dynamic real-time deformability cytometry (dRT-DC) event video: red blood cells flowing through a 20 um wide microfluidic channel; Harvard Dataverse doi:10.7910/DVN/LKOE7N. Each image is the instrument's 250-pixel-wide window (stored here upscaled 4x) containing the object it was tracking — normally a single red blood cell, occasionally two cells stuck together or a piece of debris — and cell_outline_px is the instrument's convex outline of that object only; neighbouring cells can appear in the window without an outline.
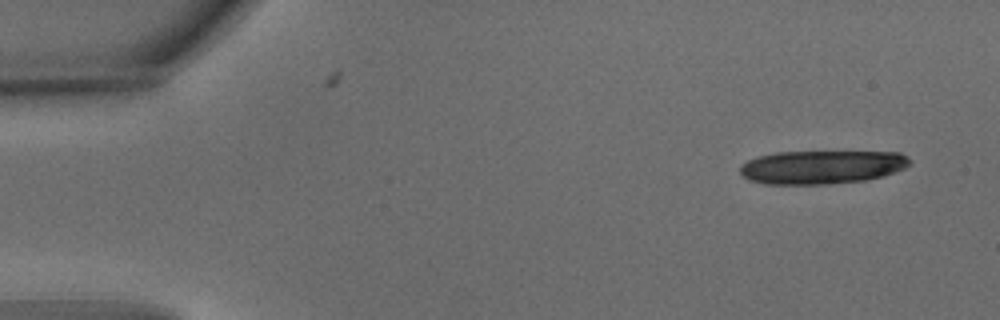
{"species": "common noctule bat (a hibernating species)", "species_latin": "Nyctalus noctula", "temperature_condition": "warm", "stored_images_in_passage": 5, "camera_frame_rate_fps": 3000, "um_per_image_px": 0.085, "animal": {"sex": "male", "body_mass_g": 15.6}, "frame": {"image": 1, "passage_image": 1, "time_ms": 0.0, "image_size_px": [1000, 320], "cell_outline_px": [[912, 160], [904, 168], [884, 176], [864, 180], [828, 184], [764, 184], [748, 180], [740, 172], [740, 164], [756, 156], [776, 152], [900, 152], [908, 156]], "centroid_in_image_um": [69.83, 14.2], "position_along_channel_um": 15.2, "area_um2": 33.29}}